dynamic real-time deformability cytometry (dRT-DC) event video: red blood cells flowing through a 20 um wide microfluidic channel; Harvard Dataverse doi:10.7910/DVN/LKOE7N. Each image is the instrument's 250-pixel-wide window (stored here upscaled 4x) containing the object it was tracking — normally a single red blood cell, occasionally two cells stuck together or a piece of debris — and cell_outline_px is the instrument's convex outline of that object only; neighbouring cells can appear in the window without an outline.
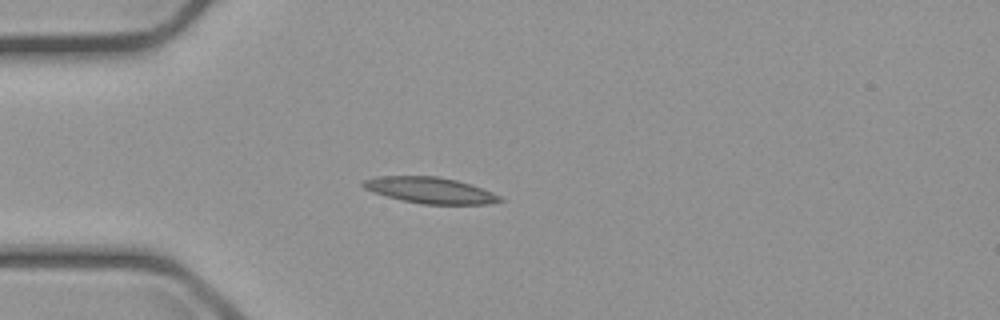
{"species": "common noctule bat (a hibernating species)", "species_latin": "Nyctalus noctula", "temperature_condition": "cold", "stored_images_in_passage": 5, "camera_frame_rate_fps": 3000, "um_per_image_px": 0.085, "animal": {"sex": "male", "body_mass_g": 23.1, "forearm_length_mm": 52.7}, "frame": {"image": 1, "passage_image": 5, "time_ms": 4.667, "image_size_px": [1000, 320], "cell_outline_px": [[504, 200], [488, 204], [420, 204], [372, 192], [364, 188], [360, 184], [360, 180], [376, 176], [436, 176], [456, 180], [492, 192], [500, 196]], "centroid_in_image_um": [36.49, 16.16], "position_along_channel_um": 48.5, "area_um2": 20.69}}